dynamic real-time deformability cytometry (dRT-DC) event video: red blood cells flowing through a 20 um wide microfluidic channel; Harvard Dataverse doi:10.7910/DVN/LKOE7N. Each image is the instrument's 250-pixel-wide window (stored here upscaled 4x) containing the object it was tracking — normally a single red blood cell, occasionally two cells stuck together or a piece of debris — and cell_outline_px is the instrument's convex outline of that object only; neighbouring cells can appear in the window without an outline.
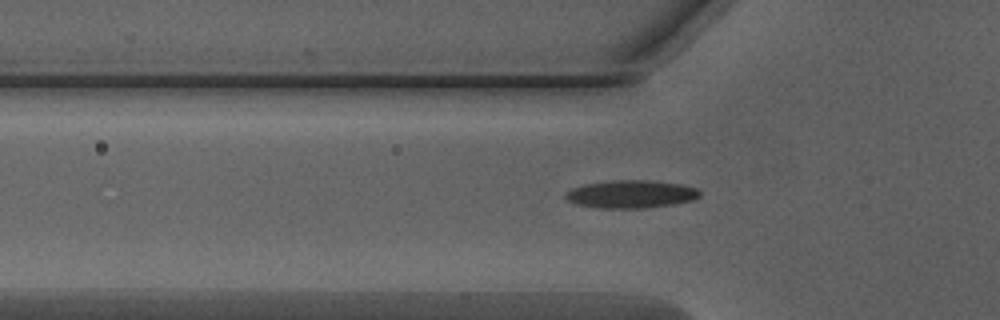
{"species": "Egyptian fruit bat (a non-hibernating species)", "species_latin": "Rousettus aegyptiacus", "temperature_condition": "warm", "stored_images_in_passage": 50, "camera_frame_rate_fps": 3000, "um_per_image_px": 0.085, "animal": {"sex": "male"}, "frame": {"image": 1, "passage_image": 16, "time_ms": 5.0, "image_size_px": [1000, 320], "cell_outline_px": [[700, 196], [692, 200], [672, 204], [644, 208], [600, 208], [576, 204], [568, 200], [564, 196], [572, 188], [588, 184], [616, 180], [648, 180], [680, 184], [696, 188], [700, 192]], "centroid_in_image_um": [53.65, 16.5], "position_along_channel_um": 72.1, "area_um2": 21.44}}
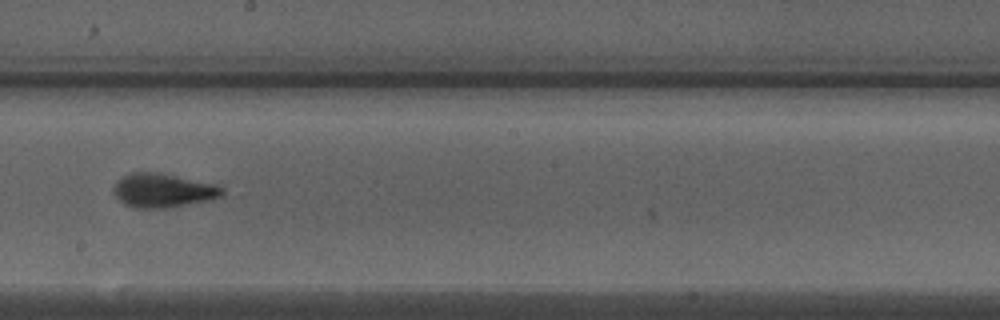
{"frame": {"image": 2, "passage_image": 28, "time_ms": 9.0, "image_size_px": [1000, 320], "cell_outline_px": [[224, 192], [220, 196], [212, 200], [172, 208], [132, 208], [124, 204], [112, 192], [112, 188], [116, 180], [132, 172], [156, 172], [216, 184], [224, 188]], "centroid_in_image_um": [13.85, 16.21], "position_along_channel_um": 234.4, "area_um2": 21.79}}
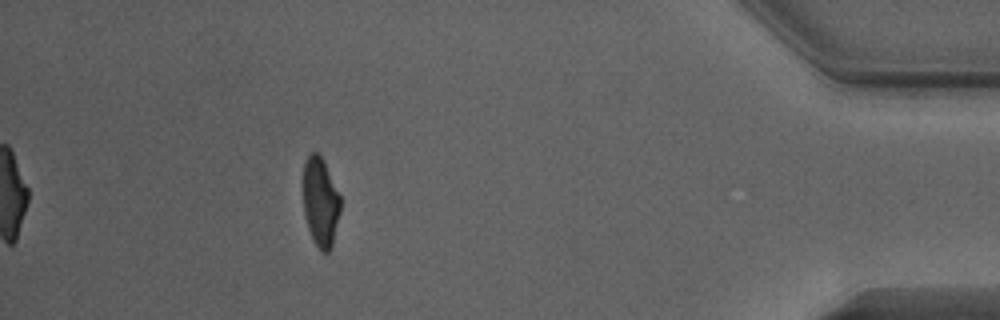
{"frame": {"image": 3, "passage_image": 45, "time_ms": 14.667, "image_size_px": [1000, 320], "cell_outline_px": [[340, 212], [332, 244], [328, 252], [324, 252], [316, 244], [308, 228], [304, 212], [304, 164], [308, 156], [312, 152], [316, 152], [324, 160], [340, 196]], "centroid_in_image_um": [27.25, 17.14], "position_along_channel_um": 408.0, "area_um2": 18.9}, "authors_computed_cell_mechanics": {"area_um2": 20.0855, "velocity_mm_per_s": 4.0354, "shape_relaxation_time_tau1_ms": 3.9217, "shape_relaxation_time_tau2_ms": 1.2579, "deformation_change_tau1": 0.1762, "deformation_change_tau2": 0.0877}}